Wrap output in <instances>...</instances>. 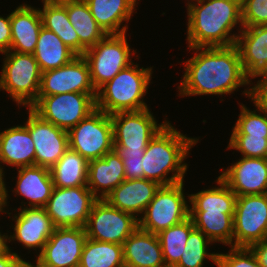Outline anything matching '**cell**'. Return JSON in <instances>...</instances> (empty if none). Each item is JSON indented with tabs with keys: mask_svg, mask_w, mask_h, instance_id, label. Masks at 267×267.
I'll use <instances>...</instances> for the list:
<instances>
[{
	"mask_svg": "<svg viewBox=\"0 0 267 267\" xmlns=\"http://www.w3.org/2000/svg\"><path fill=\"white\" fill-rule=\"evenodd\" d=\"M177 87L179 96L225 95L253 83L245 74L237 46L194 47Z\"/></svg>",
	"mask_w": 267,
	"mask_h": 267,
	"instance_id": "6da1fadb",
	"label": "cell"
},
{
	"mask_svg": "<svg viewBox=\"0 0 267 267\" xmlns=\"http://www.w3.org/2000/svg\"><path fill=\"white\" fill-rule=\"evenodd\" d=\"M186 6L188 48L236 43L239 34L231 32L238 24L239 32L243 28L241 0H192Z\"/></svg>",
	"mask_w": 267,
	"mask_h": 267,
	"instance_id": "7a4b0ae2",
	"label": "cell"
},
{
	"mask_svg": "<svg viewBox=\"0 0 267 267\" xmlns=\"http://www.w3.org/2000/svg\"><path fill=\"white\" fill-rule=\"evenodd\" d=\"M198 140L186 137L168 122L145 149L142 157L144 179L155 181L161 186L183 182L188 168V164L183 162ZM170 172L172 176L167 177Z\"/></svg>",
	"mask_w": 267,
	"mask_h": 267,
	"instance_id": "3957f363",
	"label": "cell"
},
{
	"mask_svg": "<svg viewBox=\"0 0 267 267\" xmlns=\"http://www.w3.org/2000/svg\"><path fill=\"white\" fill-rule=\"evenodd\" d=\"M152 67L132 63L102 85L96 94V108L108 115L149 108L143 101L152 78Z\"/></svg>",
	"mask_w": 267,
	"mask_h": 267,
	"instance_id": "277c9868",
	"label": "cell"
},
{
	"mask_svg": "<svg viewBox=\"0 0 267 267\" xmlns=\"http://www.w3.org/2000/svg\"><path fill=\"white\" fill-rule=\"evenodd\" d=\"M0 74V89L5 90L17 106L30 108L37 100L42 71L33 54L8 51Z\"/></svg>",
	"mask_w": 267,
	"mask_h": 267,
	"instance_id": "5b68a950",
	"label": "cell"
},
{
	"mask_svg": "<svg viewBox=\"0 0 267 267\" xmlns=\"http://www.w3.org/2000/svg\"><path fill=\"white\" fill-rule=\"evenodd\" d=\"M132 51L126 32L107 34L96 45L86 50L82 56L88 63L91 82L96 91L133 63L131 58L136 51Z\"/></svg>",
	"mask_w": 267,
	"mask_h": 267,
	"instance_id": "8992f818",
	"label": "cell"
},
{
	"mask_svg": "<svg viewBox=\"0 0 267 267\" xmlns=\"http://www.w3.org/2000/svg\"><path fill=\"white\" fill-rule=\"evenodd\" d=\"M183 188L184 181L160 186L142 214L143 216L138 218L139 228L158 234L160 231L189 218L190 208Z\"/></svg>",
	"mask_w": 267,
	"mask_h": 267,
	"instance_id": "52a82bcc",
	"label": "cell"
},
{
	"mask_svg": "<svg viewBox=\"0 0 267 267\" xmlns=\"http://www.w3.org/2000/svg\"><path fill=\"white\" fill-rule=\"evenodd\" d=\"M69 148L88 162L114 150L111 116L95 109L68 131Z\"/></svg>",
	"mask_w": 267,
	"mask_h": 267,
	"instance_id": "ba28073f",
	"label": "cell"
},
{
	"mask_svg": "<svg viewBox=\"0 0 267 267\" xmlns=\"http://www.w3.org/2000/svg\"><path fill=\"white\" fill-rule=\"evenodd\" d=\"M30 108L45 121L68 132L96 109V99L91 94L77 92L38 96Z\"/></svg>",
	"mask_w": 267,
	"mask_h": 267,
	"instance_id": "9c48e42d",
	"label": "cell"
},
{
	"mask_svg": "<svg viewBox=\"0 0 267 267\" xmlns=\"http://www.w3.org/2000/svg\"><path fill=\"white\" fill-rule=\"evenodd\" d=\"M115 151H145L148 143L169 121L157 124L150 109L117 112L110 115Z\"/></svg>",
	"mask_w": 267,
	"mask_h": 267,
	"instance_id": "30bf717a",
	"label": "cell"
},
{
	"mask_svg": "<svg viewBox=\"0 0 267 267\" xmlns=\"http://www.w3.org/2000/svg\"><path fill=\"white\" fill-rule=\"evenodd\" d=\"M97 200L87 186L54 187L44 208L55 228L85 227L92 206Z\"/></svg>",
	"mask_w": 267,
	"mask_h": 267,
	"instance_id": "8fae6325",
	"label": "cell"
},
{
	"mask_svg": "<svg viewBox=\"0 0 267 267\" xmlns=\"http://www.w3.org/2000/svg\"><path fill=\"white\" fill-rule=\"evenodd\" d=\"M233 222V247L267 239V193L237 196Z\"/></svg>",
	"mask_w": 267,
	"mask_h": 267,
	"instance_id": "7c38bea8",
	"label": "cell"
},
{
	"mask_svg": "<svg viewBox=\"0 0 267 267\" xmlns=\"http://www.w3.org/2000/svg\"><path fill=\"white\" fill-rule=\"evenodd\" d=\"M139 227L138 217L97 200L85 225L87 238L122 245Z\"/></svg>",
	"mask_w": 267,
	"mask_h": 267,
	"instance_id": "4fadbf2b",
	"label": "cell"
},
{
	"mask_svg": "<svg viewBox=\"0 0 267 267\" xmlns=\"http://www.w3.org/2000/svg\"><path fill=\"white\" fill-rule=\"evenodd\" d=\"M86 239L85 227L55 228L35 262L41 267H78Z\"/></svg>",
	"mask_w": 267,
	"mask_h": 267,
	"instance_id": "5bb4252c",
	"label": "cell"
},
{
	"mask_svg": "<svg viewBox=\"0 0 267 267\" xmlns=\"http://www.w3.org/2000/svg\"><path fill=\"white\" fill-rule=\"evenodd\" d=\"M27 127L35 145V165L51 169L69 148L68 132L45 121L31 108Z\"/></svg>",
	"mask_w": 267,
	"mask_h": 267,
	"instance_id": "9a60e30c",
	"label": "cell"
},
{
	"mask_svg": "<svg viewBox=\"0 0 267 267\" xmlns=\"http://www.w3.org/2000/svg\"><path fill=\"white\" fill-rule=\"evenodd\" d=\"M88 93L96 99L87 61L82 55L76 56L68 64L42 73L38 96L62 93Z\"/></svg>",
	"mask_w": 267,
	"mask_h": 267,
	"instance_id": "2e32d148",
	"label": "cell"
},
{
	"mask_svg": "<svg viewBox=\"0 0 267 267\" xmlns=\"http://www.w3.org/2000/svg\"><path fill=\"white\" fill-rule=\"evenodd\" d=\"M220 177L236 196L267 193V159L241 157Z\"/></svg>",
	"mask_w": 267,
	"mask_h": 267,
	"instance_id": "e0dca14e",
	"label": "cell"
},
{
	"mask_svg": "<svg viewBox=\"0 0 267 267\" xmlns=\"http://www.w3.org/2000/svg\"><path fill=\"white\" fill-rule=\"evenodd\" d=\"M20 207L12 218L15 225L13 235L7 234V242L12 240L21 243L24 248L39 251V254L52 235L55 227L45 208Z\"/></svg>",
	"mask_w": 267,
	"mask_h": 267,
	"instance_id": "ac0fdd59",
	"label": "cell"
},
{
	"mask_svg": "<svg viewBox=\"0 0 267 267\" xmlns=\"http://www.w3.org/2000/svg\"><path fill=\"white\" fill-rule=\"evenodd\" d=\"M235 45L242 67L250 79L267 74V25L243 27Z\"/></svg>",
	"mask_w": 267,
	"mask_h": 267,
	"instance_id": "d6986e66",
	"label": "cell"
},
{
	"mask_svg": "<svg viewBox=\"0 0 267 267\" xmlns=\"http://www.w3.org/2000/svg\"><path fill=\"white\" fill-rule=\"evenodd\" d=\"M160 186L149 179H125L104 200L114 208L139 217V214L144 213Z\"/></svg>",
	"mask_w": 267,
	"mask_h": 267,
	"instance_id": "ffe728a7",
	"label": "cell"
},
{
	"mask_svg": "<svg viewBox=\"0 0 267 267\" xmlns=\"http://www.w3.org/2000/svg\"><path fill=\"white\" fill-rule=\"evenodd\" d=\"M124 180L123 160L115 150L88 162L87 187L98 200H104Z\"/></svg>",
	"mask_w": 267,
	"mask_h": 267,
	"instance_id": "44dd1931",
	"label": "cell"
},
{
	"mask_svg": "<svg viewBox=\"0 0 267 267\" xmlns=\"http://www.w3.org/2000/svg\"><path fill=\"white\" fill-rule=\"evenodd\" d=\"M10 51L33 54L39 38L42 20L39 8L22 4L10 14Z\"/></svg>",
	"mask_w": 267,
	"mask_h": 267,
	"instance_id": "7402d4cb",
	"label": "cell"
},
{
	"mask_svg": "<svg viewBox=\"0 0 267 267\" xmlns=\"http://www.w3.org/2000/svg\"><path fill=\"white\" fill-rule=\"evenodd\" d=\"M122 245L125 267H166L157 234L138 227Z\"/></svg>",
	"mask_w": 267,
	"mask_h": 267,
	"instance_id": "603a6c76",
	"label": "cell"
},
{
	"mask_svg": "<svg viewBox=\"0 0 267 267\" xmlns=\"http://www.w3.org/2000/svg\"><path fill=\"white\" fill-rule=\"evenodd\" d=\"M0 163L15 169L35 165V145L25 125L0 132ZM0 171L5 173L2 165Z\"/></svg>",
	"mask_w": 267,
	"mask_h": 267,
	"instance_id": "cb8c5ba5",
	"label": "cell"
},
{
	"mask_svg": "<svg viewBox=\"0 0 267 267\" xmlns=\"http://www.w3.org/2000/svg\"><path fill=\"white\" fill-rule=\"evenodd\" d=\"M18 176L14 195L27 198L29 208H44L51 197L53 180L50 169L41 166L17 168Z\"/></svg>",
	"mask_w": 267,
	"mask_h": 267,
	"instance_id": "d4e9b609",
	"label": "cell"
},
{
	"mask_svg": "<svg viewBox=\"0 0 267 267\" xmlns=\"http://www.w3.org/2000/svg\"><path fill=\"white\" fill-rule=\"evenodd\" d=\"M98 26L107 34L127 32V24L136 10L138 0H84ZM124 21V22H123ZM122 25V28H121ZM124 25V26H123Z\"/></svg>",
	"mask_w": 267,
	"mask_h": 267,
	"instance_id": "484cf974",
	"label": "cell"
},
{
	"mask_svg": "<svg viewBox=\"0 0 267 267\" xmlns=\"http://www.w3.org/2000/svg\"><path fill=\"white\" fill-rule=\"evenodd\" d=\"M67 9L70 23L78 34L80 55L96 45L106 34L98 26L92 16L88 4L84 0H62Z\"/></svg>",
	"mask_w": 267,
	"mask_h": 267,
	"instance_id": "4316f807",
	"label": "cell"
},
{
	"mask_svg": "<svg viewBox=\"0 0 267 267\" xmlns=\"http://www.w3.org/2000/svg\"><path fill=\"white\" fill-rule=\"evenodd\" d=\"M33 55L42 73L62 67L78 56L55 33L44 27L40 30Z\"/></svg>",
	"mask_w": 267,
	"mask_h": 267,
	"instance_id": "83f0119b",
	"label": "cell"
},
{
	"mask_svg": "<svg viewBox=\"0 0 267 267\" xmlns=\"http://www.w3.org/2000/svg\"><path fill=\"white\" fill-rule=\"evenodd\" d=\"M39 13L42 26L55 33L63 43L80 55L78 34L69 21L67 9L62 1H44Z\"/></svg>",
	"mask_w": 267,
	"mask_h": 267,
	"instance_id": "f1b7e54d",
	"label": "cell"
},
{
	"mask_svg": "<svg viewBox=\"0 0 267 267\" xmlns=\"http://www.w3.org/2000/svg\"><path fill=\"white\" fill-rule=\"evenodd\" d=\"M50 173L56 188L87 186L88 161L75 150L68 148L50 169Z\"/></svg>",
	"mask_w": 267,
	"mask_h": 267,
	"instance_id": "f546056e",
	"label": "cell"
},
{
	"mask_svg": "<svg viewBox=\"0 0 267 267\" xmlns=\"http://www.w3.org/2000/svg\"><path fill=\"white\" fill-rule=\"evenodd\" d=\"M234 213L214 211H190L194 227L202 231L213 243L220 242L233 247Z\"/></svg>",
	"mask_w": 267,
	"mask_h": 267,
	"instance_id": "4dcf8cb0",
	"label": "cell"
},
{
	"mask_svg": "<svg viewBox=\"0 0 267 267\" xmlns=\"http://www.w3.org/2000/svg\"><path fill=\"white\" fill-rule=\"evenodd\" d=\"M216 183L218 187L188 195L190 211L235 212L237 196L220 177L216 179Z\"/></svg>",
	"mask_w": 267,
	"mask_h": 267,
	"instance_id": "1f68e13d",
	"label": "cell"
},
{
	"mask_svg": "<svg viewBox=\"0 0 267 267\" xmlns=\"http://www.w3.org/2000/svg\"><path fill=\"white\" fill-rule=\"evenodd\" d=\"M78 267H125L123 245L87 238Z\"/></svg>",
	"mask_w": 267,
	"mask_h": 267,
	"instance_id": "d6a6232c",
	"label": "cell"
},
{
	"mask_svg": "<svg viewBox=\"0 0 267 267\" xmlns=\"http://www.w3.org/2000/svg\"><path fill=\"white\" fill-rule=\"evenodd\" d=\"M192 219L160 231L157 236L162 247L166 267H175L180 261L190 232L194 229Z\"/></svg>",
	"mask_w": 267,
	"mask_h": 267,
	"instance_id": "836d02e7",
	"label": "cell"
},
{
	"mask_svg": "<svg viewBox=\"0 0 267 267\" xmlns=\"http://www.w3.org/2000/svg\"><path fill=\"white\" fill-rule=\"evenodd\" d=\"M209 243L212 245L213 242L202 231L194 228L188 236L180 261L175 267H203L207 258L217 265L218 253L207 252Z\"/></svg>",
	"mask_w": 267,
	"mask_h": 267,
	"instance_id": "e575fe53",
	"label": "cell"
},
{
	"mask_svg": "<svg viewBox=\"0 0 267 267\" xmlns=\"http://www.w3.org/2000/svg\"><path fill=\"white\" fill-rule=\"evenodd\" d=\"M254 105L257 109L252 111L245 105L240 104L239 118L233 127L231 135L267 137V112H264L255 103Z\"/></svg>",
	"mask_w": 267,
	"mask_h": 267,
	"instance_id": "d590c367",
	"label": "cell"
},
{
	"mask_svg": "<svg viewBox=\"0 0 267 267\" xmlns=\"http://www.w3.org/2000/svg\"><path fill=\"white\" fill-rule=\"evenodd\" d=\"M227 149L238 150L242 157L267 159V137L231 135Z\"/></svg>",
	"mask_w": 267,
	"mask_h": 267,
	"instance_id": "8d00e7d4",
	"label": "cell"
},
{
	"mask_svg": "<svg viewBox=\"0 0 267 267\" xmlns=\"http://www.w3.org/2000/svg\"><path fill=\"white\" fill-rule=\"evenodd\" d=\"M217 267H261L248 247H232L228 253L217 254Z\"/></svg>",
	"mask_w": 267,
	"mask_h": 267,
	"instance_id": "74e56055",
	"label": "cell"
},
{
	"mask_svg": "<svg viewBox=\"0 0 267 267\" xmlns=\"http://www.w3.org/2000/svg\"><path fill=\"white\" fill-rule=\"evenodd\" d=\"M243 27L267 25V0H241Z\"/></svg>",
	"mask_w": 267,
	"mask_h": 267,
	"instance_id": "f35d334b",
	"label": "cell"
},
{
	"mask_svg": "<svg viewBox=\"0 0 267 267\" xmlns=\"http://www.w3.org/2000/svg\"><path fill=\"white\" fill-rule=\"evenodd\" d=\"M116 153L123 160L126 180L144 178L142 157L145 151H116Z\"/></svg>",
	"mask_w": 267,
	"mask_h": 267,
	"instance_id": "ab89813d",
	"label": "cell"
},
{
	"mask_svg": "<svg viewBox=\"0 0 267 267\" xmlns=\"http://www.w3.org/2000/svg\"><path fill=\"white\" fill-rule=\"evenodd\" d=\"M257 77H262V79L260 78L254 86L245 89L242 94L247 95L253 103L267 112V74Z\"/></svg>",
	"mask_w": 267,
	"mask_h": 267,
	"instance_id": "60d3db41",
	"label": "cell"
},
{
	"mask_svg": "<svg viewBox=\"0 0 267 267\" xmlns=\"http://www.w3.org/2000/svg\"><path fill=\"white\" fill-rule=\"evenodd\" d=\"M11 45V24L10 14L4 18L0 16V53L10 51Z\"/></svg>",
	"mask_w": 267,
	"mask_h": 267,
	"instance_id": "b9f144b4",
	"label": "cell"
},
{
	"mask_svg": "<svg viewBox=\"0 0 267 267\" xmlns=\"http://www.w3.org/2000/svg\"><path fill=\"white\" fill-rule=\"evenodd\" d=\"M11 247L0 254V267H19L20 263L24 260L17 253L11 252Z\"/></svg>",
	"mask_w": 267,
	"mask_h": 267,
	"instance_id": "7bdbcfd3",
	"label": "cell"
},
{
	"mask_svg": "<svg viewBox=\"0 0 267 267\" xmlns=\"http://www.w3.org/2000/svg\"><path fill=\"white\" fill-rule=\"evenodd\" d=\"M249 248L254 253L259 265L267 267V239L254 243Z\"/></svg>",
	"mask_w": 267,
	"mask_h": 267,
	"instance_id": "ee69618b",
	"label": "cell"
},
{
	"mask_svg": "<svg viewBox=\"0 0 267 267\" xmlns=\"http://www.w3.org/2000/svg\"><path fill=\"white\" fill-rule=\"evenodd\" d=\"M4 173H2L0 171V213H7L9 214V217H10V214L11 213H8L7 211L4 210V208H6L5 206H8L7 205V200H8V190L6 189V184H5V181H4Z\"/></svg>",
	"mask_w": 267,
	"mask_h": 267,
	"instance_id": "f6af8a7d",
	"label": "cell"
},
{
	"mask_svg": "<svg viewBox=\"0 0 267 267\" xmlns=\"http://www.w3.org/2000/svg\"><path fill=\"white\" fill-rule=\"evenodd\" d=\"M5 234H8V233L2 234L0 232V254L3 253L7 249V246H8L7 235Z\"/></svg>",
	"mask_w": 267,
	"mask_h": 267,
	"instance_id": "bcb514c9",
	"label": "cell"
},
{
	"mask_svg": "<svg viewBox=\"0 0 267 267\" xmlns=\"http://www.w3.org/2000/svg\"><path fill=\"white\" fill-rule=\"evenodd\" d=\"M34 263H29V262H26L25 260H23L21 263H20V265H19V267H41L37 262H36V264L35 265H33Z\"/></svg>",
	"mask_w": 267,
	"mask_h": 267,
	"instance_id": "7dc6e473",
	"label": "cell"
},
{
	"mask_svg": "<svg viewBox=\"0 0 267 267\" xmlns=\"http://www.w3.org/2000/svg\"><path fill=\"white\" fill-rule=\"evenodd\" d=\"M44 1H62V0H42V2Z\"/></svg>",
	"mask_w": 267,
	"mask_h": 267,
	"instance_id": "c3c4849f",
	"label": "cell"
}]
</instances>
